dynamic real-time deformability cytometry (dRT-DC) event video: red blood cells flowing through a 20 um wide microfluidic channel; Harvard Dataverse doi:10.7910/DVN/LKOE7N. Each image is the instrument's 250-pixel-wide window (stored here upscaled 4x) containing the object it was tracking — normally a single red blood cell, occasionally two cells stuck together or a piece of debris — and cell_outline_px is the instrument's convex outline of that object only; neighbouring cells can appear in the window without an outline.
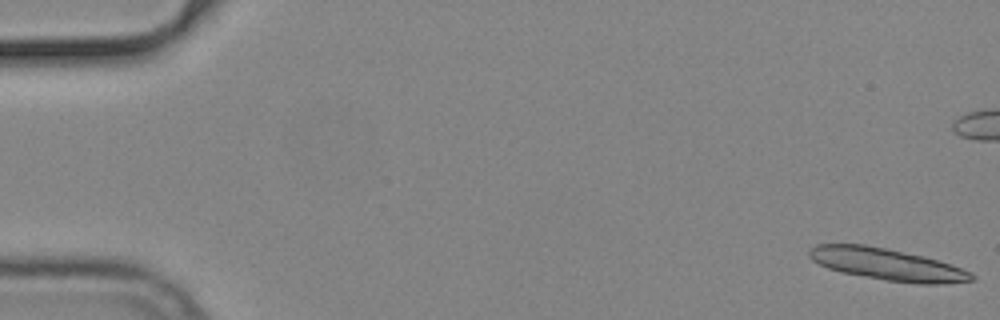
{"species": "common noctule bat (a hibernating species)", "species_latin": "Nyctalus noctula", "temperature_condition": "cold", "stored_images_in_passage": 2, "camera_frame_rate_fps": 3000, "um_per_image_px": 0.085, "animal": {"sex": "male", "body_mass_g": 19.2, "forearm_length_mm": 51.8}, "frame": {"image": 1, "passage_image": 1, "time_ms": 0.0, "image_size_px": [1000, 320], "cell_outline_px": [[976, 280], [940, 284], [920, 284], [884, 280], [840, 272], [828, 268], [812, 260], [808, 256], [808, 248], [816, 244], [864, 244], [924, 256], [972, 272], [976, 276]], "centroid_in_image_um": [75.38, 22.47], "position_along_channel_um": 9.6, "area_um2": 30.17}}